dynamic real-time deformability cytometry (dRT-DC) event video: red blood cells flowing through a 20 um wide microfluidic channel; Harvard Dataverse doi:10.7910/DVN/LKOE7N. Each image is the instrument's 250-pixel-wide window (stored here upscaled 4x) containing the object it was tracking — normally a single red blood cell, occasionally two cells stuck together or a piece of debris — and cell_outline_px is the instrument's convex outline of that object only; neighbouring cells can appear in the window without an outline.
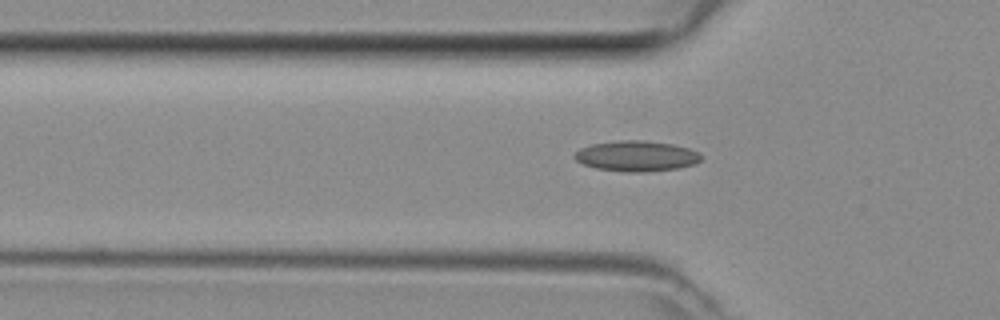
{"species": "common noctule bat (a hibernating species)", "species_latin": "Nyctalus noctula", "temperature_condition": "room temperature", "stored_images_in_passage": 42, "camera_frame_rate_fps": 3000, "um_per_image_px": 0.085, "animal": {"sex": "female", "body_mass_g": 29.2, "forearm_length_mm": 56.3}, "frame": {"image": 1, "passage_image": 15, "time_ms": 4.667, "image_size_px": [1000, 320], "cell_outline_px": [[700, 160], [696, 164], [676, 168], [640, 172], [628, 172], [596, 168], [584, 164], [576, 160], [572, 156], [580, 148], [592, 144], [620, 140], [644, 140], [672, 144], [688, 148], [700, 152]], "centroid_in_image_um": [54.09, 13.25], "position_along_channel_um": 71.7, "area_um2": 22.37}}
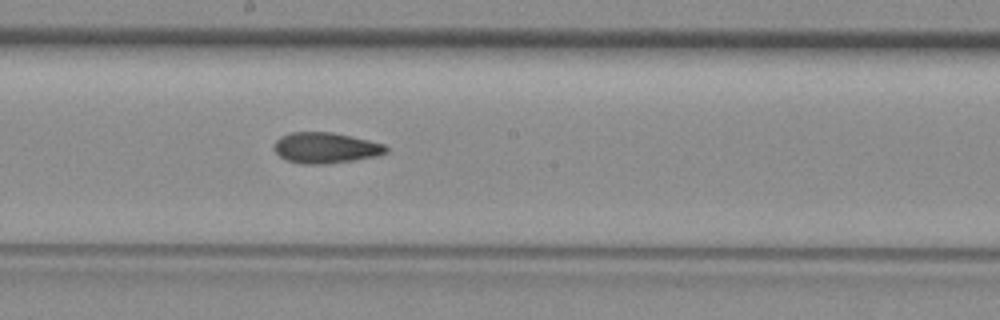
{"frame": {"image": 2, "passage_image": 25, "time_ms": 8.0, "image_size_px": [1000, 320], "cell_outline_px": [[388, 152], [376, 156], [352, 160], [324, 164], [304, 164], [288, 160], [280, 156], [272, 148], [276, 140], [280, 136], [292, 132], [332, 132], [352, 136], [384, 144], [388, 148]], "centroid_in_image_um": [27.66, 12.56], "position_along_channel_um": 220.5, "area_um2": 20.0}}
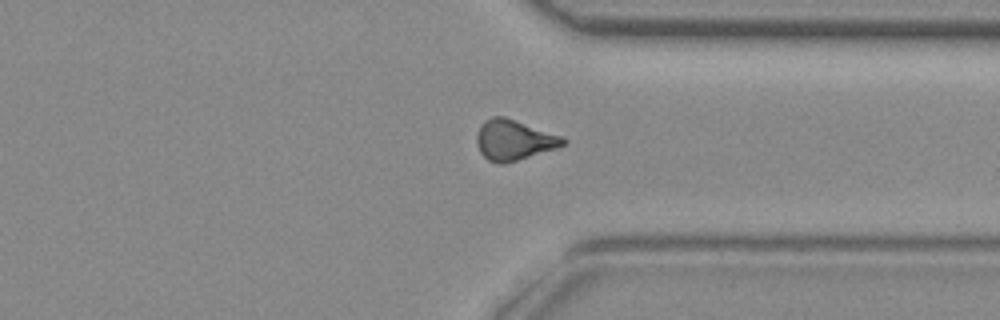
{"frame": {"image": 3, "passage_image": 35, "time_ms": 11.333, "image_size_px": [1000, 320], "cell_outline_px": [[568, 140], [564, 144], [556, 148], [504, 164], [500, 164], [488, 160], [480, 152], [476, 140], [476, 136], [480, 124], [484, 120], [492, 116], [504, 116], [564, 136]], "centroid_in_image_um": [43.68, 11.88], "position_along_channel_um": 367.7, "area_um2": 20.4}}